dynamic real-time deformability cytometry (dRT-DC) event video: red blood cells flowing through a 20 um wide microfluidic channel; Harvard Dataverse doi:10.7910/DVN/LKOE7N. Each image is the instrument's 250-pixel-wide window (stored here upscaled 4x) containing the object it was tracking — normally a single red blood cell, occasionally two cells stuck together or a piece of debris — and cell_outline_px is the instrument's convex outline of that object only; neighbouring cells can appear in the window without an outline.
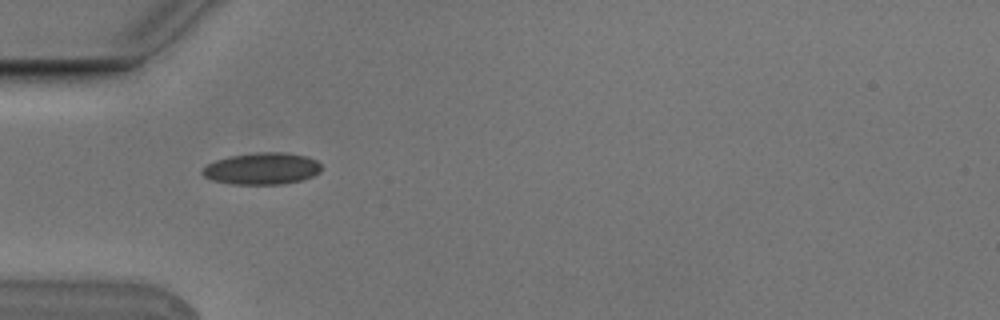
{"species": "Egyptian fruit bat (a non-hibernating species)", "species_latin": "Rousettus aegyptiacus", "temperature_condition": "cold", "stored_images_in_passage": 2, "camera_frame_rate_fps": 3000, "um_per_image_px": 0.085, "animal": {"sex": "male"}, "frame": {"image": 1, "passage_image": 1, "time_ms": 0.0, "image_size_px": [1000, 320], "cell_outline_px": [[320, 172], [312, 176], [300, 180], [280, 184], [232, 184], [212, 180], [204, 176], [200, 172], [208, 164], [216, 160], [232, 156], [256, 152], [284, 152], [308, 156], [316, 160], [320, 164]], "centroid_in_image_um": [22.27, 14.32], "position_along_channel_um": 62.7, "area_um2": 21.91}}